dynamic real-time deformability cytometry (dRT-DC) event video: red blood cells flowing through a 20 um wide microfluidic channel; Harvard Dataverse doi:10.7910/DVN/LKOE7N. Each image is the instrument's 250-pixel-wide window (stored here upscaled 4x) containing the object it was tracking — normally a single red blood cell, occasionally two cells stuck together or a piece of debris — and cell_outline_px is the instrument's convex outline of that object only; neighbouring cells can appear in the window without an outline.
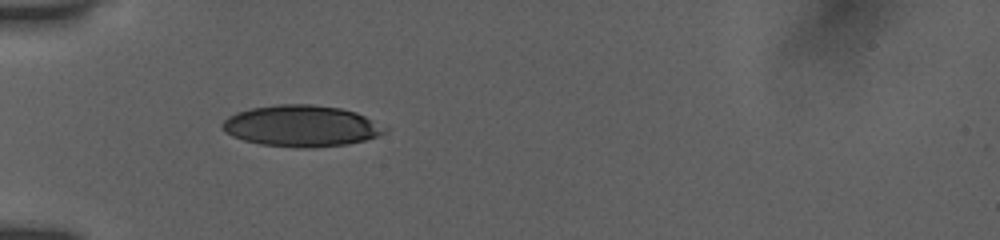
{"species": "human", "species_latin": "Homo sapiens", "temperature_condition": "room temperature", "stored_images_in_passage": 32, "camera_frame_rate_fps": 3000, "um_per_image_px": 0.085, "donor": {"sex": "female"}, "frame": {"image": 1, "passage_image": 1, "time_ms": 0.0, "image_size_px": [1000, 240], "cell_outline_px": [[388, 128], [384, 132], [376, 136], [364, 140], [348, 144], [312, 148], [300, 148], [260, 144], [244, 140], [232, 136], [224, 132], [220, 124], [228, 116], [236, 112], [252, 108], [280, 104], [312, 104], [340, 108], [356, 112]], "centroid_in_image_um": [25.57, 10.71], "position_along_channel_um": 59.4, "area_um2": 39.07}}
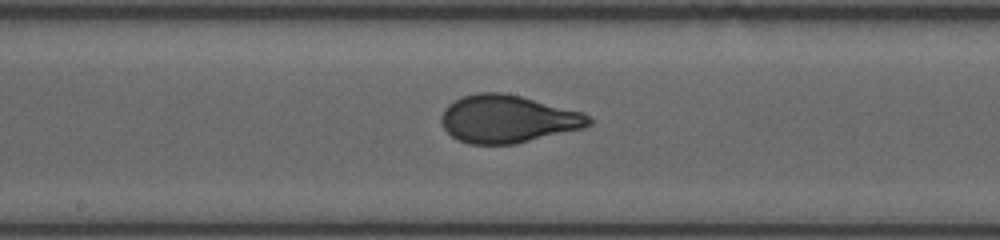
{"frame": {"image": 2, "passage_image": 18, "time_ms": 4.0, "image_size_px": [1000, 240], "cell_outline_px": [[592, 124], [584, 128], [516, 144], [468, 144], [452, 136], [444, 128], [440, 120], [440, 116], [444, 108], [448, 104], [464, 96], [476, 92], [500, 92], [520, 96], [584, 112], [592, 120]], "centroid_in_image_um": [43.16, 10.11], "position_along_channel_um": 205.0, "area_um2": 41.1}}
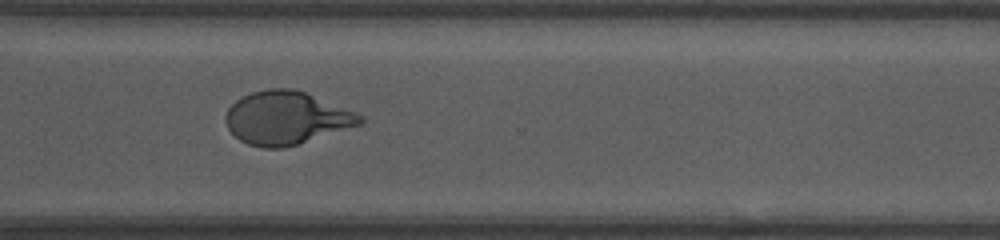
{"frame": {"image": 3, "passage_image": 27, "time_ms": 7.667, "image_size_px": [1000, 240], "cell_outline_px": [[364, 120], [360, 124], [284, 148], [264, 148], [248, 144], [240, 140], [228, 128], [224, 120], [224, 116], [228, 108], [236, 100], [252, 92], [268, 88], [292, 88], [304, 92], [364, 116]], "centroid_in_image_um": [24.28, 10.02], "position_along_channel_um": 346.3, "area_um2": 40.98}, "authors_computed_cell_mechanics": {"area_um2": 40.5756, "velocity_mm_per_s": 3.8737, "shape_relaxation_time_tau1_ms": 3.7531, "shape_relaxation_time_tau2_ms": null, "deformation_change_tau1": 0.1808, "deformation_change_tau2": null}}